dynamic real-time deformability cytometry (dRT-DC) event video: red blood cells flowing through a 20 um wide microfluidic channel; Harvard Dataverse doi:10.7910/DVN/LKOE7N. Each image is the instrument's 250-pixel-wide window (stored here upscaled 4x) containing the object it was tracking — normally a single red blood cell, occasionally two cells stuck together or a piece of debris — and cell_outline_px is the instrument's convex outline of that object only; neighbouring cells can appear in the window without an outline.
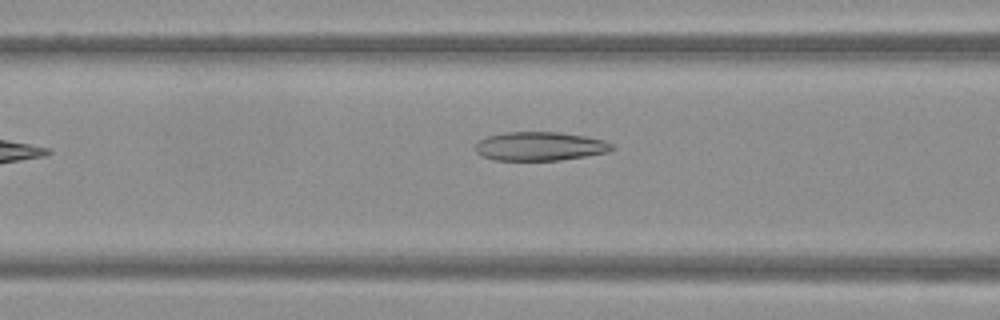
{"species": "Egyptian fruit bat (a non-hibernating species)", "species_latin": "Rousettus aegyptiacus", "temperature_condition": "warm", "stored_images_in_passage": 30, "camera_frame_rate_fps": 3000, "um_per_image_px": 0.085, "frame": {"image": 1, "passage_image": 7, "time_ms": 2.0, "image_size_px": [1000, 320], "cell_outline_px": [[616, 148], [608, 152], [560, 160], [492, 160], [480, 156], [476, 152], [476, 144], [480, 140], [488, 136], [504, 132], [556, 132], [584, 136], [604, 140], [612, 144]], "centroid_in_image_um": [45.88, 12.44], "position_along_channel_um": 120.7, "area_um2": 22.89}}
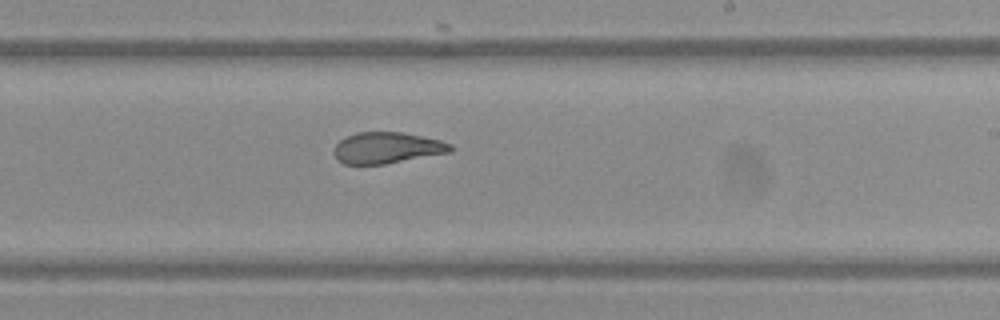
{"frame": {"image": 2, "passage_image": 17, "time_ms": 5.333, "image_size_px": [1000, 320], "cell_outline_px": [[452, 152], [384, 164], [344, 164], [332, 152], [336, 144], [340, 140], [356, 132], [404, 132], [440, 140], [452, 144]], "centroid_in_image_um": [32.91, 12.56], "position_along_channel_um": 256.1, "area_um2": 21.15}}
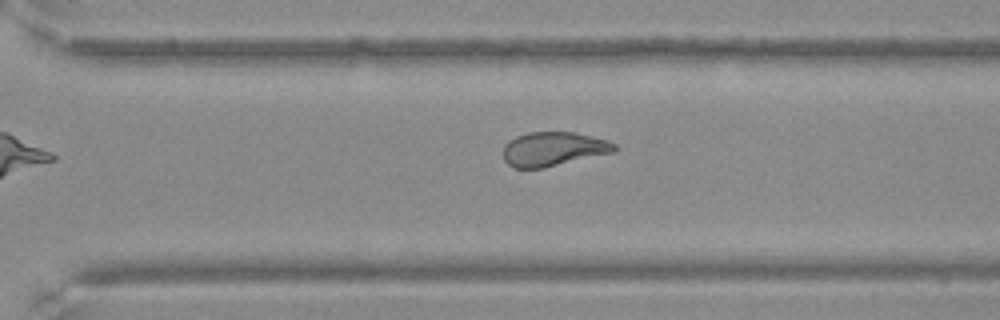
{"frame": {"image": 3, "passage_image": 22, "time_ms": 7.0, "image_size_px": [1000, 320], "cell_outline_px": [[616, 152], [544, 168], [512, 168], [504, 160], [504, 144], [508, 140], [516, 136], [528, 132], [572, 132], [608, 140], [616, 144]], "centroid_in_image_um": [47.03, 12.67], "position_along_channel_um": 323.6, "area_um2": 22.31}}